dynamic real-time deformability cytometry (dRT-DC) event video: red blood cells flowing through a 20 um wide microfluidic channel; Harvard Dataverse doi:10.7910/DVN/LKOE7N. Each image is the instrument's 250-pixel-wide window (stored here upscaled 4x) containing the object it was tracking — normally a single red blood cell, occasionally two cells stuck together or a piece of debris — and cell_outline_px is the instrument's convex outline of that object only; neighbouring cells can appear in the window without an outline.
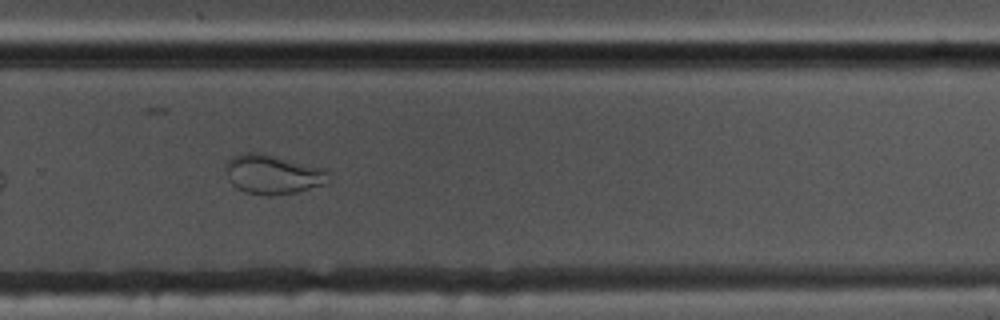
{"species": "common noctule bat (a hibernating species)", "species_latin": "Nyctalus noctula", "temperature_condition": "cold", "stored_images_in_passage": 43, "camera_frame_rate_fps": 3000, "um_per_image_px": 0.085, "animal": {"sex": "male", "body_mass_g": 17.5, "forearm_length_mm": 52.3}, "frame": {"image": 1, "passage_image": 25, "time_ms": 8.0, "image_size_px": [1000, 320], "cell_outline_px": [[328, 180], [324, 184], [296, 192], [244, 192], [236, 188], [228, 180], [224, 164], [232, 156], [240, 152], [260, 152], [324, 168], [328, 172]], "centroid_in_image_um": [23.13, 14.75], "position_along_channel_um": 306.7, "area_um2": 23.0}}